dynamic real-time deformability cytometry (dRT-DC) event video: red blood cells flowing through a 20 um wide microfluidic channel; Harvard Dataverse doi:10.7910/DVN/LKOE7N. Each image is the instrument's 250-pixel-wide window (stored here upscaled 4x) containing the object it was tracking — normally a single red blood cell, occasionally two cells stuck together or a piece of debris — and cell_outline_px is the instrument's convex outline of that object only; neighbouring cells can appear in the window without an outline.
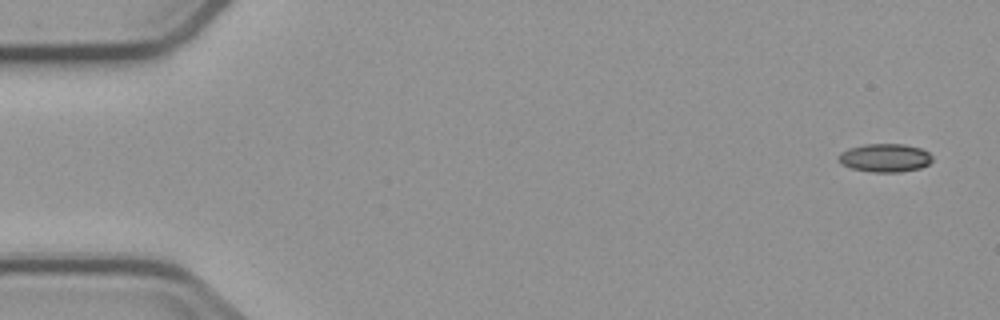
{"species": "common noctule bat (a hibernating species)", "species_latin": "Nyctalus noctula", "temperature_condition": "cold", "stored_images_in_passage": 4, "camera_frame_rate_fps": 3000, "um_per_image_px": 0.085, "animal": {"sex": "male", "body_mass_g": 23.1, "forearm_length_mm": 52.7}, "frame": {"image": 1, "passage_image": 1, "time_ms": 0.0, "image_size_px": [1000, 320], "cell_outline_px": [[932, 160], [928, 164], [920, 168], [900, 172], [872, 172], [852, 168], [840, 164], [836, 160], [836, 156], [840, 152], [848, 148], [864, 144], [904, 144], [920, 148], [928, 152], [932, 156]], "centroid_in_image_um": [75.17, 13.41], "position_along_channel_um": 9.8, "area_um2": 15.66}}